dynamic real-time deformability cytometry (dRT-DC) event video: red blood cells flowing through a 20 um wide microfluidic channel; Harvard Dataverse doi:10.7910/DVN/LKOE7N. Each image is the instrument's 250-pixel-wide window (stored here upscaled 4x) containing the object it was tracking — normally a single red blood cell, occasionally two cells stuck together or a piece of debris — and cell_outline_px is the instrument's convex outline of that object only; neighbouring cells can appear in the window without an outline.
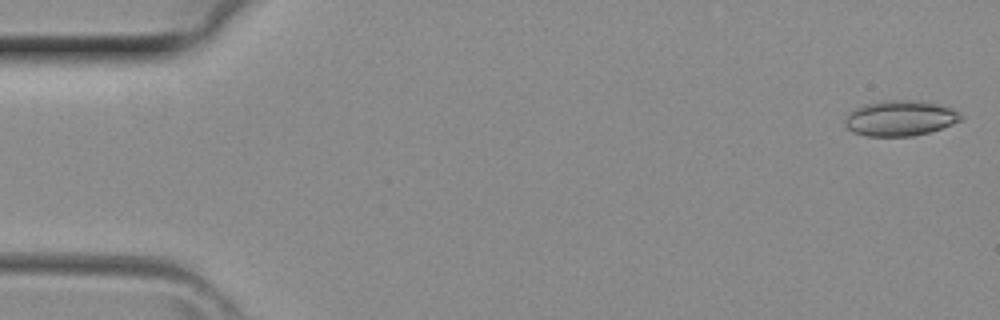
{"species": "common noctule bat (a hibernating species)", "species_latin": "Nyctalus noctula", "temperature_condition": "room temperature", "stored_images_in_passage": 5, "camera_frame_rate_fps": 3000, "um_per_image_px": 0.085, "animal": {"sex": "female", "body_mass_g": 29.2, "forearm_length_mm": 56.3}, "frame": {"image": 1, "passage_image": 1, "time_ms": 0.0, "image_size_px": [1000, 320], "cell_outline_px": [[964, 120], [928, 132], [912, 136], [868, 136], [852, 132], [844, 124], [844, 120], [848, 112], [864, 104], [884, 100], [924, 100], [940, 104], [952, 108], [960, 112], [964, 116]], "centroid_in_image_um": [76.54, 10.03], "position_along_channel_um": 8.5, "area_um2": 24.28}}
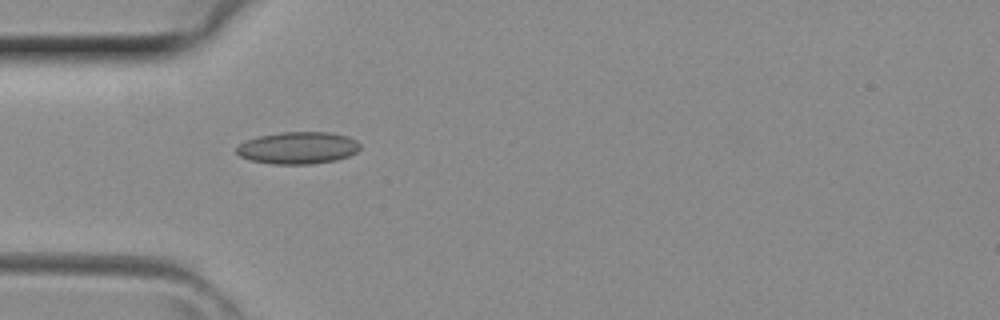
{"frame": {"image": 2, "passage_image": 4, "time_ms": 1.0, "image_size_px": [1000, 320], "cell_outline_px": [[360, 148], [356, 152], [348, 156], [336, 160], [308, 164], [272, 164], [248, 160], [240, 156], [236, 152], [236, 148], [240, 144], [248, 140], [260, 136], [280, 132], [332, 132], [348, 136], [356, 140], [360, 144]], "centroid_in_image_um": [25.34, 12.57], "position_along_channel_um": 59.7, "area_um2": 23.12}}
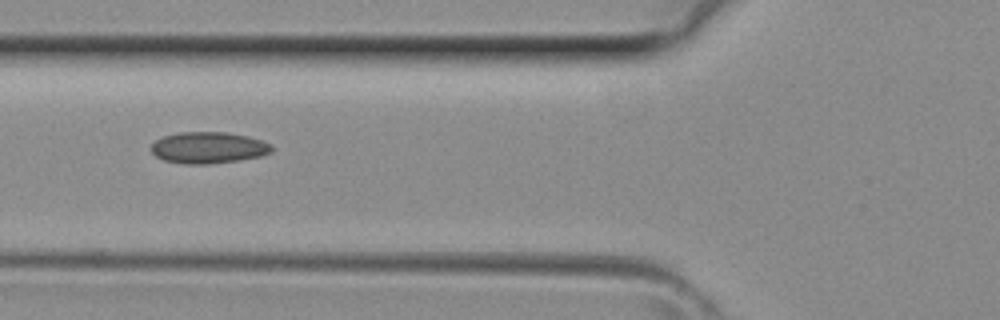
{"frame": {"image": 3, "passage_image": 5, "time_ms": 1.333, "image_size_px": [1000, 320], "cell_outline_px": [[272, 152], [260, 156], [236, 160], [208, 164], [184, 164], [164, 160], [156, 156], [152, 152], [152, 144], [156, 140], [164, 136], [180, 132], [228, 132], [248, 136], [272, 144]], "centroid_in_image_um": [17.72, 12.54], "position_along_channel_um": 108.1, "area_um2": 21.96}}